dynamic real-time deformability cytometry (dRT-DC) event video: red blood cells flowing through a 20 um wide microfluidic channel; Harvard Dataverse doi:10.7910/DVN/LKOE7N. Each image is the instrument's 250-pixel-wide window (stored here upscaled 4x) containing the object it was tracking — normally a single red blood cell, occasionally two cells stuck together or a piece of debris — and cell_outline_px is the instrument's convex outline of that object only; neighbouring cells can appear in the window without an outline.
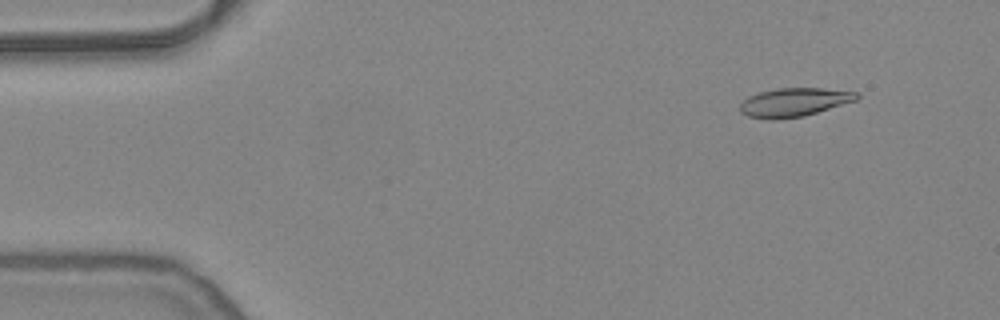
{"species": "common noctule bat (a hibernating species)", "species_latin": "Nyctalus noctula", "temperature_condition": "warm", "stored_images_in_passage": 36, "camera_frame_rate_fps": 3000, "um_per_image_px": 0.085, "animal": {"sex": "female", "body_mass_g": 24.6, "forearm_length_mm": 56.2}, "frame": {"image": 1, "passage_image": 2, "time_ms": 0.333, "image_size_px": [1000, 320], "cell_outline_px": [[860, 96], [856, 100], [804, 116], [776, 120], [768, 120], [748, 116], [740, 112], [740, 104], [748, 96], [760, 92], [776, 88], [820, 88], [856, 92]], "centroid_in_image_um": [67.45, 8.7], "position_along_channel_um": 17.5, "area_um2": 19.42}}
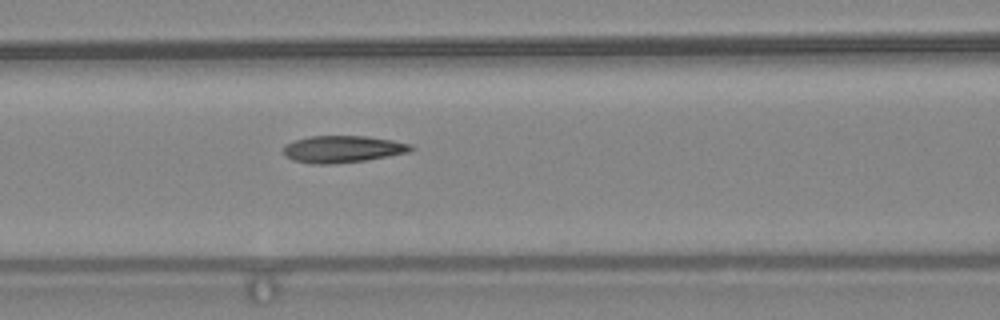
{"frame": {"image": 2, "passage_image": 19, "time_ms": 6.0, "image_size_px": [1000, 320], "cell_outline_px": [[416, 148], [408, 152], [364, 160], [332, 164], [312, 164], [292, 160], [284, 156], [284, 144], [308, 136], [368, 136], [392, 140], [412, 144]], "centroid_in_image_um": [29.1, 12.67], "position_along_channel_um": 137.5, "area_um2": 20.06}}
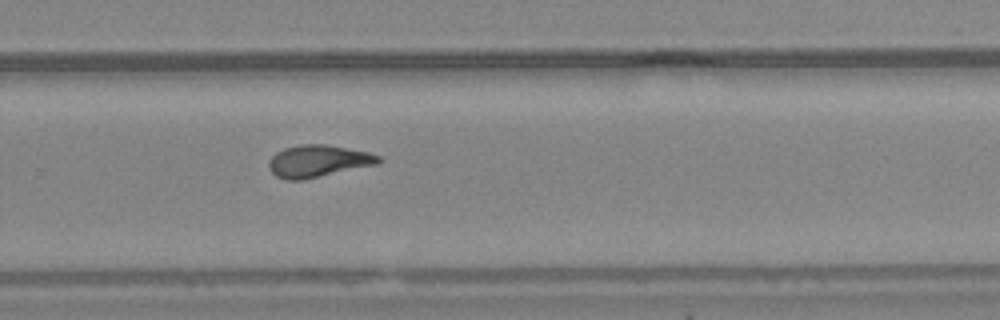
{"frame": {"image": 3, "passage_image": 32, "time_ms": 10.333, "image_size_px": [1000, 320], "cell_outline_px": [[384, 160], [380, 164], [304, 180], [284, 180], [276, 176], [268, 168], [268, 160], [276, 152], [284, 148], [300, 144], [324, 144], [368, 152], [380, 156]], "centroid_in_image_um": [27.05, 13.7], "position_along_channel_um": 302.7, "area_um2": 20.87}}